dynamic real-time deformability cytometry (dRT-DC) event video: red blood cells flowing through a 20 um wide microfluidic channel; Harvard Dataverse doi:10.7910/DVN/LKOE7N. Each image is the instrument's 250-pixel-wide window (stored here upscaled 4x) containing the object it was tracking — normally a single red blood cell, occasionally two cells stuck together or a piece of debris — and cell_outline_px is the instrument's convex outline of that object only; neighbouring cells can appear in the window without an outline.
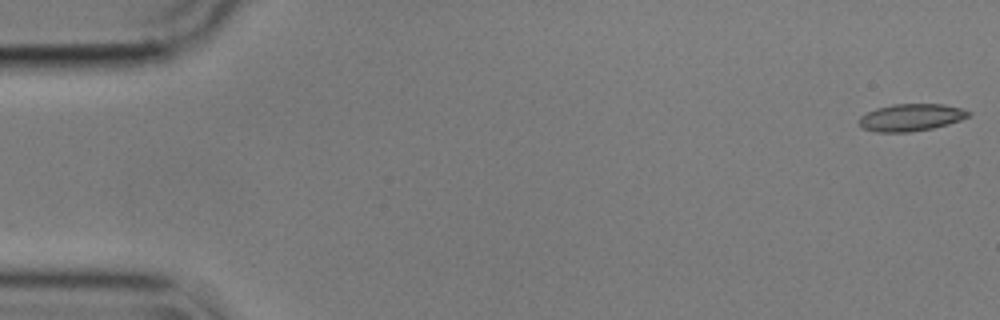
{"species": "common noctule bat (a hibernating species)", "species_latin": "Nyctalus noctula", "temperature_condition": "cold", "stored_images_in_passage": 17, "camera_frame_rate_fps": 3000, "um_per_image_px": 0.085, "animal": {"sex": "male", "body_mass_g": 17.9}, "frame": {"image": 1, "passage_image": 1, "time_ms": 0.0, "image_size_px": [1000, 320], "cell_outline_px": [[972, 112], [968, 116], [960, 120], [948, 124], [932, 128], [912, 132], [876, 132], [864, 128], [860, 124], [860, 116], [876, 108], [892, 104], [944, 104], [960, 108]], "centroid_in_image_um": [77.44, 9.98], "position_along_channel_um": 7.6, "area_um2": 17.22}}
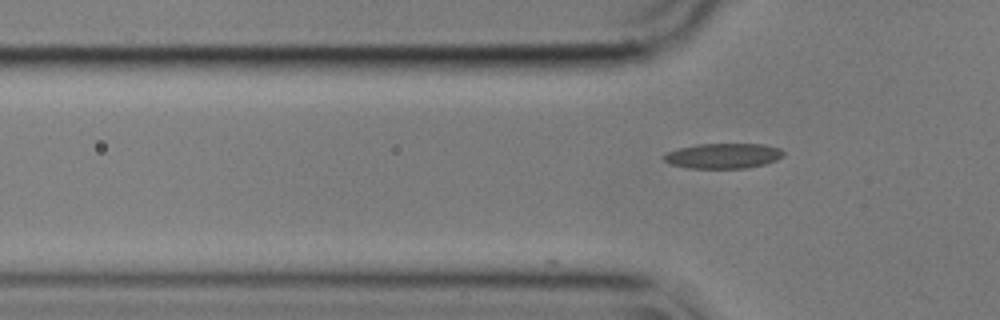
{"frame": {"image": 2, "passage_image": 17, "time_ms": 5.333, "image_size_px": [1000, 320], "cell_outline_px": [[784, 156], [776, 160], [764, 164], [748, 168], [688, 168], [672, 164], [664, 160], [664, 156], [668, 152], [680, 148], [696, 144], [764, 144], [780, 148], [784, 152]], "centroid_in_image_um": [61.52, 13.24], "position_along_channel_um": 64.3, "area_um2": 17.46}}